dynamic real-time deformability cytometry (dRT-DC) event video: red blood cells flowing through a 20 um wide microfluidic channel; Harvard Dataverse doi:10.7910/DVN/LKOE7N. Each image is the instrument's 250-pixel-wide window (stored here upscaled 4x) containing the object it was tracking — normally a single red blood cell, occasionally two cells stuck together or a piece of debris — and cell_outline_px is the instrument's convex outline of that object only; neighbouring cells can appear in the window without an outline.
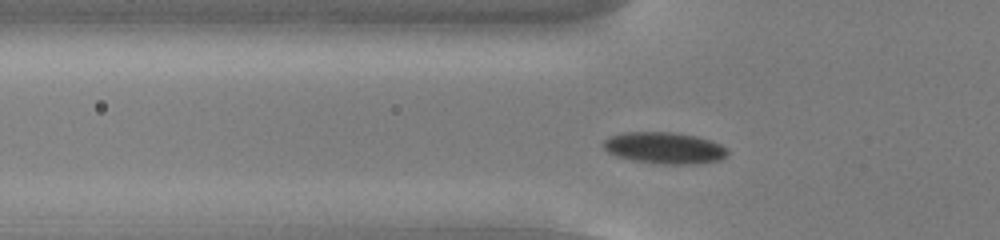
{"species": "common noctule bat (a hibernating species)", "species_latin": "Nyctalus noctula", "temperature_condition": "cold", "stored_images_in_passage": 46, "camera_frame_rate_fps": 3000, "um_per_image_px": 0.085, "animal": {"sex": "male", "body_mass_g": 13.0, "forearm_length_mm": 53.1}, "frame": {"image": 1, "passage_image": 10, "time_ms": 3.0, "image_size_px": [1000, 240], "cell_outline_px": [[728, 152], [720, 160], [696, 164], [656, 164], [632, 160], [616, 156], [608, 152], [600, 144], [604, 140], [612, 136], [624, 132], [672, 132], [696, 136], [720, 144]], "centroid_in_image_um": [56.42, 12.58], "position_along_channel_um": 69.4, "area_um2": 22.77}}
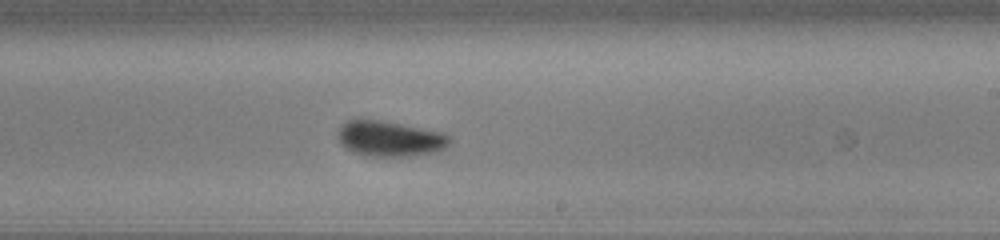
{"frame": {"image": 2, "passage_image": 25, "time_ms": 8.0, "image_size_px": [1000, 240], "cell_outline_px": [[448, 144], [444, 148], [436, 152], [416, 156], [364, 156], [352, 152], [344, 148], [340, 144], [336, 136], [336, 132], [340, 124], [348, 120], [360, 116], [440, 132], [448, 136]], "centroid_in_image_um": [32.99, 11.77], "position_along_channel_um": 256.0, "area_um2": 23.64}}
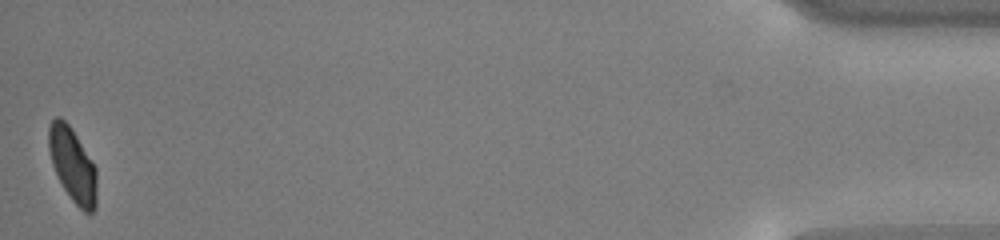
{"frame": {"image": 3, "passage_image": 46, "time_ms": 15.0, "image_size_px": [1000, 240], "cell_outline_px": [[96, 208], [92, 212], [84, 212], [72, 200], [64, 188], [52, 164], [48, 148], [48, 124], [56, 116], [60, 116], [72, 128], [96, 168]], "centroid_in_image_um": [6.16, 13.98], "position_along_channel_um": 429.0, "area_um2": 20.63}, "authors_computed_cell_mechanics": {"area_um2": 22.1085, "velocity_mm_per_s": 3.7649, "shape_relaxation_time_tau1_ms": 3.9108, "shape_relaxation_time_tau2_ms": 3.3049, "deformation_change_tau1": 0.0905, "deformation_change_tau2": 0.0535}}